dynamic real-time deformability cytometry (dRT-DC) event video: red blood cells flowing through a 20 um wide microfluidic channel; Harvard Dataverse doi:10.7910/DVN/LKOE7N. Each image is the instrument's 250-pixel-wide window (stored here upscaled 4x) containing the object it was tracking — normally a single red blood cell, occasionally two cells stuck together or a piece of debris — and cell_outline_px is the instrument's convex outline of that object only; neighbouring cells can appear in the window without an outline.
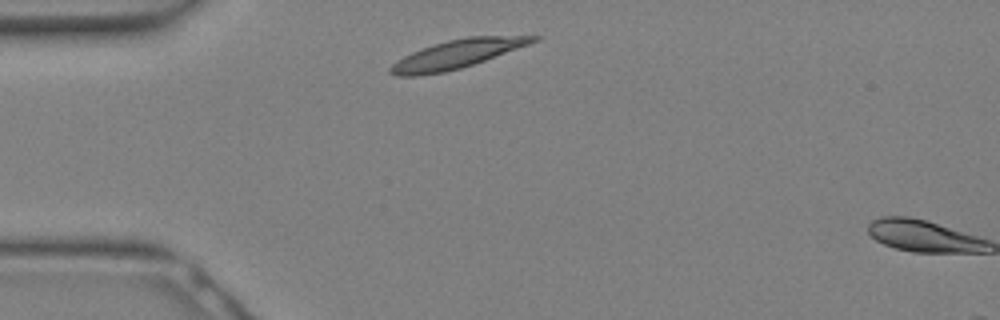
{"species": "Egyptian fruit bat (a non-hibernating species)", "species_latin": "Rousettus aegyptiacus", "temperature_condition": "warm", "stored_images_in_passage": 2, "camera_frame_rate_fps": 3000, "um_per_image_px": 0.085, "animal": {"sex": "female"}, "frame": {"image": 1, "passage_image": 1, "time_ms": 0.0, "image_size_px": [1000, 320], "cell_outline_px": [[540, 36], [536, 40], [528, 44], [484, 60], [460, 68], [444, 72], [416, 76], [396, 76], [388, 72], [388, 68], [396, 60], [412, 52], [448, 40], [468, 36]], "centroid_in_image_um": [38.75, 4.61], "position_along_channel_um": 46.3, "area_um2": 23.12}}